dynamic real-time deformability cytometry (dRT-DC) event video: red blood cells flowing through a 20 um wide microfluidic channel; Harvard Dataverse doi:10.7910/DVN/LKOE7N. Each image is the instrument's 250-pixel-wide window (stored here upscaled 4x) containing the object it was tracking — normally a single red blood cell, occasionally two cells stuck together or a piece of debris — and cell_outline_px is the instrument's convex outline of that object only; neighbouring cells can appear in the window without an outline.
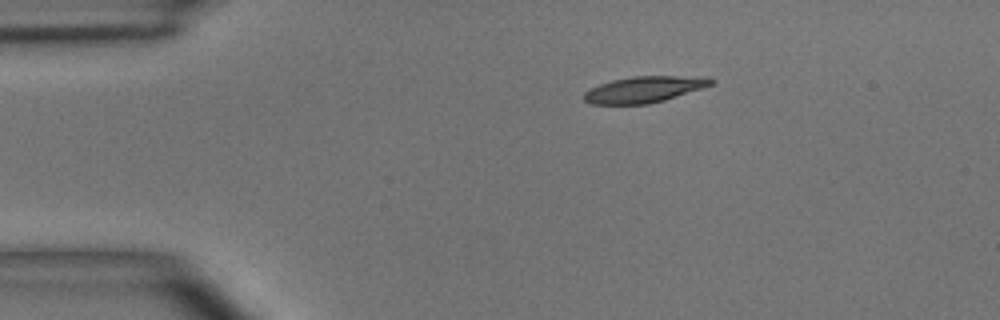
{"species": "common noctule bat (a hibernating species)", "species_latin": "Nyctalus noctula", "temperature_condition": "room temperature", "stored_images_in_passage": 3, "camera_frame_rate_fps": 3000, "um_per_image_px": 0.085, "animal": {"sex": "male", "body_mass_g": 15.6}, "frame": {"image": 1, "passage_image": 1, "time_ms": 0.0, "image_size_px": [1000, 320], "cell_outline_px": [[716, 80], [712, 84], [664, 100], [648, 104], [588, 104], [584, 100], [584, 92], [600, 84], [612, 80], [632, 76], [708, 76]], "centroid_in_image_um": [54.75, 7.59], "position_along_channel_um": 30.2, "area_um2": 19.31}}
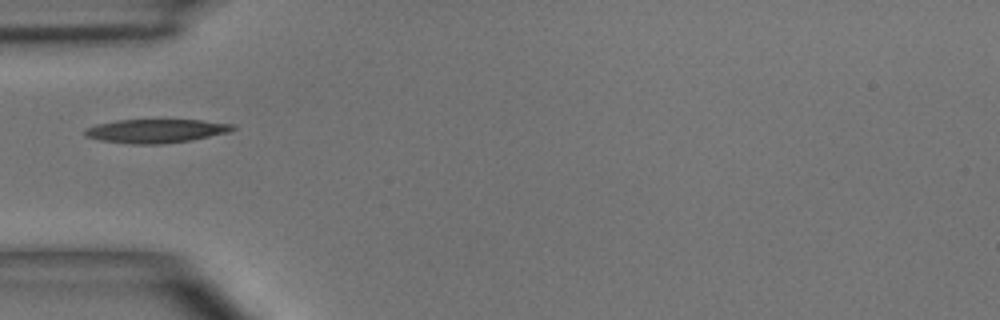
{"frame": {"image": 2, "passage_image": 3, "time_ms": 2.333, "image_size_px": [1000, 320], "cell_outline_px": [[236, 128], [228, 132], [192, 140], [160, 144], [132, 144], [100, 140], [84, 136], [84, 128], [96, 124], [116, 120], [200, 120], [236, 124]], "centroid_in_image_um": [13.24, 11.13], "position_along_channel_um": 71.8, "area_um2": 20.52}}